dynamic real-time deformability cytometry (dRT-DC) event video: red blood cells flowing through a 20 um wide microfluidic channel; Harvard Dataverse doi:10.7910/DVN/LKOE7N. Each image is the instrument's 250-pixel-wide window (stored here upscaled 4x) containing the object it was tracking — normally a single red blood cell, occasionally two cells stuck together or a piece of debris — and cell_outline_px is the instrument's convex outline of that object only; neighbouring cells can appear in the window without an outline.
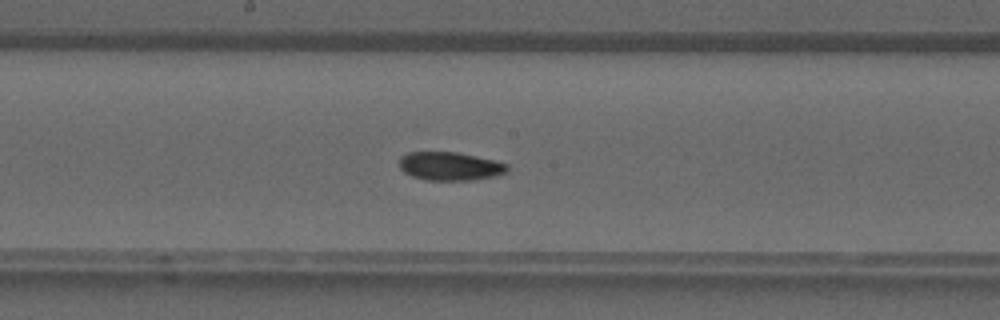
{"species": "common noctule bat (a hibernating species)", "species_latin": "Nyctalus noctula", "temperature_condition": "warm", "stored_images_in_passage": 39, "camera_frame_rate_fps": 3000, "um_per_image_px": 0.085, "animal": {"sex": "male", "forearm_length_mm": 52.5}, "frame": {"image": 1, "passage_image": 20, "time_ms": 6.333, "image_size_px": [1000, 320], "cell_outline_px": [[508, 172], [496, 176], [472, 180], [428, 180], [412, 176], [404, 172], [400, 168], [400, 156], [408, 152], [456, 152], [496, 160], [508, 164]], "centroid_in_image_um": [38.27, 14.12], "position_along_channel_um": 209.9, "area_um2": 17.98}}
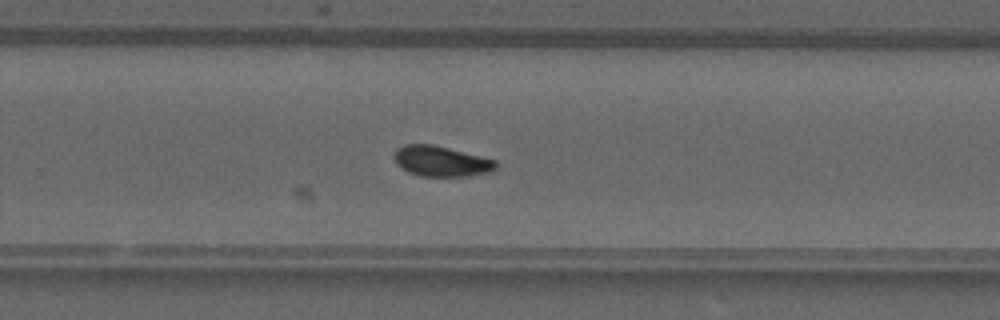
{"frame": {"image": 2, "passage_image": 25, "time_ms": 8.0, "image_size_px": [1000, 320], "cell_outline_px": [[500, 164], [492, 172], [468, 176], [420, 176], [408, 172], [400, 168], [396, 164], [392, 156], [396, 148], [404, 144], [432, 144], [496, 160]], "centroid_in_image_um": [37.48, 13.71], "position_along_channel_um": 292.3, "area_um2": 18.32}}
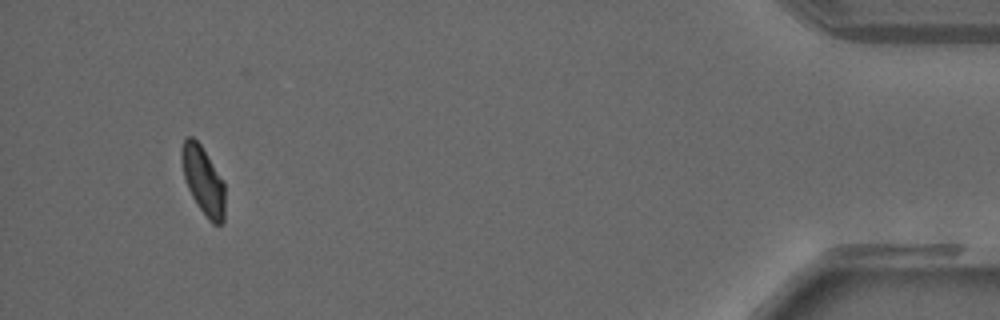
{"frame": {"image": 3, "passage_image": 37, "time_ms": 12.0, "image_size_px": [1000, 320], "cell_outline_px": [[224, 220], [220, 224], [212, 224], [208, 220], [192, 196], [188, 188], [184, 176], [180, 160], [180, 148], [184, 140], [188, 136], [192, 136], [200, 144], [224, 180]], "centroid_in_image_um": [17.26, 15.32], "position_along_channel_um": 417.9, "area_um2": 17.22}}